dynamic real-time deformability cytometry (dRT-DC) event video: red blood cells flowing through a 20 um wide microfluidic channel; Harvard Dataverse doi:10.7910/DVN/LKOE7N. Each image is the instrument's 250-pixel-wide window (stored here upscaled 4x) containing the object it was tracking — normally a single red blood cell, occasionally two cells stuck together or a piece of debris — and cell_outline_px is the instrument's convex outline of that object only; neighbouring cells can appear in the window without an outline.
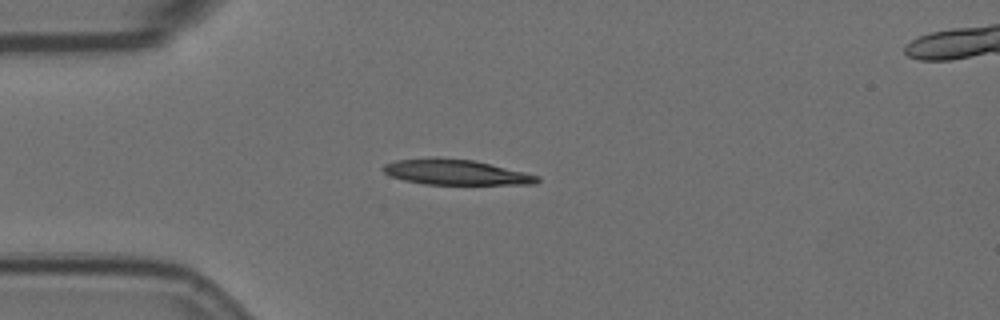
{"species": "Egyptian fruit bat (a non-hibernating species)", "species_latin": "Rousettus aegyptiacus", "temperature_condition": "room temperature", "stored_images_in_passage": 2, "camera_frame_rate_fps": 3000, "um_per_image_px": 0.085, "animal": {"sex": "female"}, "frame": {"image": 1, "passage_image": 1, "time_ms": 0.0, "image_size_px": [1000, 320], "cell_outline_px": [[540, 180], [536, 184], [424, 184], [404, 180], [392, 176], [384, 172], [380, 168], [384, 164], [396, 160], [436, 156], [472, 160], [524, 172], [540, 176]], "centroid_in_image_um": [38.7, 14.62], "position_along_channel_um": 46.3, "area_um2": 22.77}}